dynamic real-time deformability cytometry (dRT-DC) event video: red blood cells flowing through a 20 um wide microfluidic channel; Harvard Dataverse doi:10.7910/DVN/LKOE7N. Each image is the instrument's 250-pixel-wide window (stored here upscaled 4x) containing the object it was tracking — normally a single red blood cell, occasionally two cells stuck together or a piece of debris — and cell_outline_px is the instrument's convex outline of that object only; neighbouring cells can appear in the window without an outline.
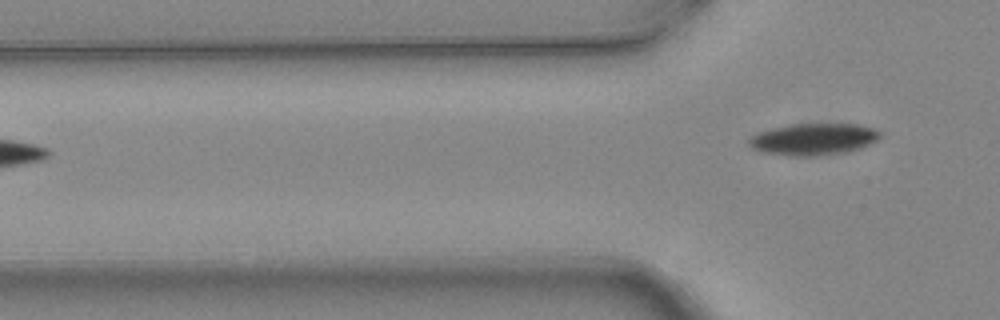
{"species": "common noctule bat (a hibernating species)", "species_latin": "Nyctalus noctula", "temperature_condition": "warm", "stored_images_in_passage": 6, "camera_frame_rate_fps": 3000, "um_per_image_px": 0.085, "animal": {"sex": "female", "body_mass_g": 24.6, "forearm_length_mm": 56.2}, "frame": {"image": 1, "passage_image": 6, "time_ms": 1.667, "image_size_px": [1000, 320], "cell_outline_px": [[880, 136], [876, 140], [868, 144], [856, 148], [840, 152], [804, 156], [800, 156], [760, 152], [752, 148], [748, 144], [748, 140], [756, 132], [772, 128], [792, 124], [860, 124], [876, 128], [880, 132]], "centroid_in_image_um": [69.09, 11.8], "position_along_channel_um": 56.7, "area_um2": 23.81}}